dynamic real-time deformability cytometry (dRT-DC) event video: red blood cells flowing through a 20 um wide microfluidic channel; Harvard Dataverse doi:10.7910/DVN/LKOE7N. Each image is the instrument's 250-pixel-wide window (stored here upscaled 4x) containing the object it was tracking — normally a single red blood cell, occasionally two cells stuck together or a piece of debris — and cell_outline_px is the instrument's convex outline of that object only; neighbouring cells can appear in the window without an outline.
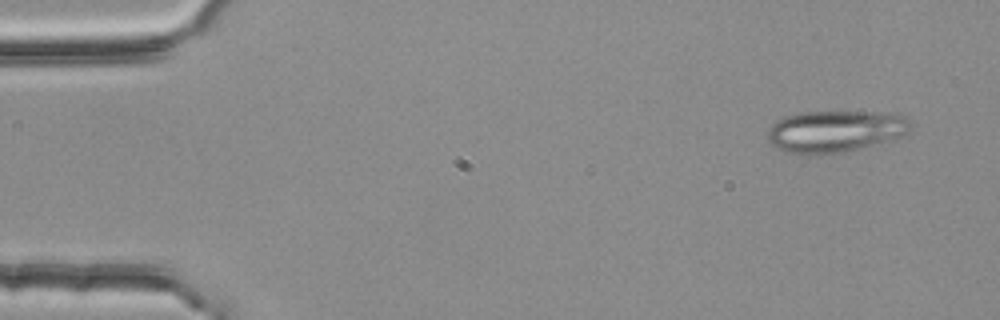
{"species": "common noctule bat (a hibernating species)", "species_latin": "Nyctalus noctula", "temperature_condition": "room temperature", "stored_images_in_passage": 2, "segment_of_instrument_passage": [2, 2], "camera_frame_rate_fps": 3000, "um_per_image_px": 0.085, "animal": {"sex": "female", "body_mass_g": 25.1}, "frame": {"image": 1, "passage_image": 2, "time_ms": 0.333, "image_size_px": [1000, 320], "cell_outline_px": [[912, 128], [908, 132], [900, 136], [888, 140], [844, 152], [816, 156], [812, 156], [788, 152], [772, 144], [768, 140], [768, 128], [776, 120], [784, 116], [800, 112], [892, 112], [908, 116], [912, 124]], "centroid_in_image_um": [71.01, 11.15], "position_along_channel_um": 14.0, "area_um2": 35.2}}